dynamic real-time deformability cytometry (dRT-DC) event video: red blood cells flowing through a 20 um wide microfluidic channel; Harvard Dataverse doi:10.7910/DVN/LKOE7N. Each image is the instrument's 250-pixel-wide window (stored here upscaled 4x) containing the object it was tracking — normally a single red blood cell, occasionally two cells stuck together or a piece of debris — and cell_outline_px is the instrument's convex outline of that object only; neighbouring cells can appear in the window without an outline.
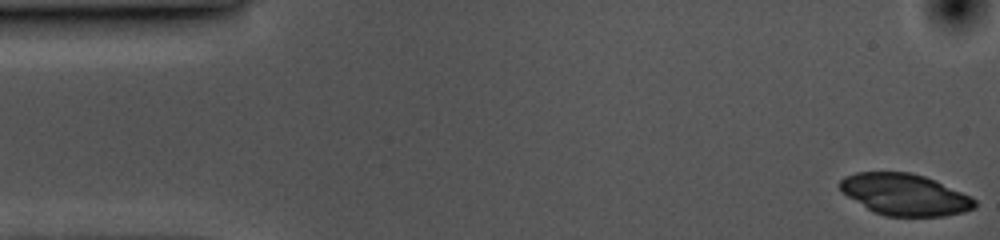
{"species": "common noctule bat (a hibernating species)", "species_latin": "Nyctalus noctula", "temperature_condition": "cold", "stored_images_in_passage": 46, "camera_frame_rate_fps": 3000, "um_per_image_px": 0.085, "animal": {"sex": "female", "body_mass_g": 10.0, "forearm_length_mm": 53.1}, "frame": {"image": 1, "passage_image": 1, "time_ms": 0.0, "image_size_px": [1000, 240], "cell_outline_px": [[976, 208], [964, 212], [944, 216], [884, 216], [872, 212], [840, 192], [840, 180], [844, 176], [856, 172], [912, 172], [936, 180], [972, 196], [976, 200]], "centroid_in_image_um": [76.91, 16.54], "position_along_channel_um": 8.1, "area_um2": 33.06}}